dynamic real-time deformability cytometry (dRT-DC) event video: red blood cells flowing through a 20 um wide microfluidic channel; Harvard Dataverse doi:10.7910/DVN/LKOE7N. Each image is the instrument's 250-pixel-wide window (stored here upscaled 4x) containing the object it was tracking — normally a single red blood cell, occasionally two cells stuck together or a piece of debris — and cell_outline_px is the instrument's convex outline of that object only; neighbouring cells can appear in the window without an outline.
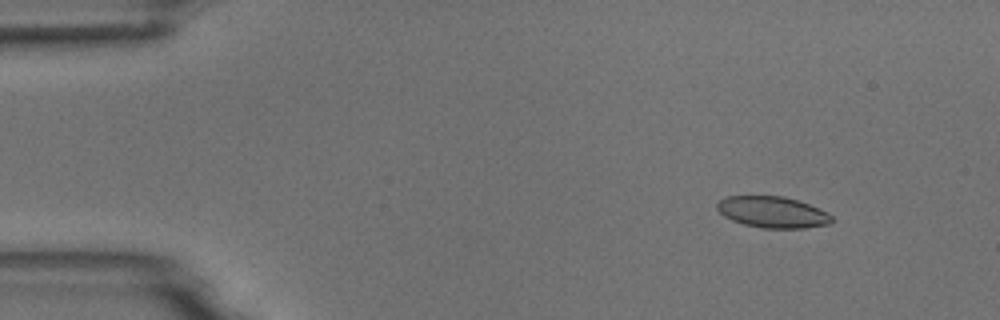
{"species": "common noctule bat (a hibernating species)", "species_latin": "Nyctalus noctula", "temperature_condition": "room temperature", "stored_images_in_passage": 7, "camera_frame_rate_fps": 3000, "um_per_image_px": 0.085, "animal": {"sex": "male", "body_mass_g": 18.8}, "frame": {"image": 1, "passage_image": 2, "time_ms": 2.0, "image_size_px": [1000, 320], "cell_outline_px": [[832, 220], [828, 224], [804, 228], [764, 228], [744, 224], [732, 220], [724, 216], [716, 208], [716, 204], [720, 200], [728, 196], [784, 196], [808, 204], [828, 212], [832, 216]], "centroid_in_image_um": [65.66, 18.03], "position_along_channel_um": 19.3, "area_um2": 20.75}}
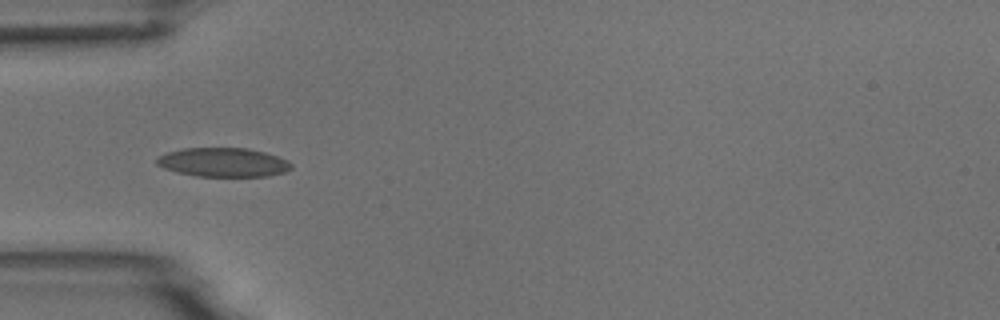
{"frame": {"image": 2, "passage_image": 5, "time_ms": 5.667, "image_size_px": [1000, 320], "cell_outline_px": [[292, 168], [288, 172], [268, 176], [196, 176], [176, 172], [164, 168], [156, 164], [156, 156], [168, 152], [184, 148], [248, 148], [264, 152], [288, 160], [292, 164]], "centroid_in_image_um": [18.98, 13.8], "position_along_channel_um": 66.0, "area_um2": 22.89}}